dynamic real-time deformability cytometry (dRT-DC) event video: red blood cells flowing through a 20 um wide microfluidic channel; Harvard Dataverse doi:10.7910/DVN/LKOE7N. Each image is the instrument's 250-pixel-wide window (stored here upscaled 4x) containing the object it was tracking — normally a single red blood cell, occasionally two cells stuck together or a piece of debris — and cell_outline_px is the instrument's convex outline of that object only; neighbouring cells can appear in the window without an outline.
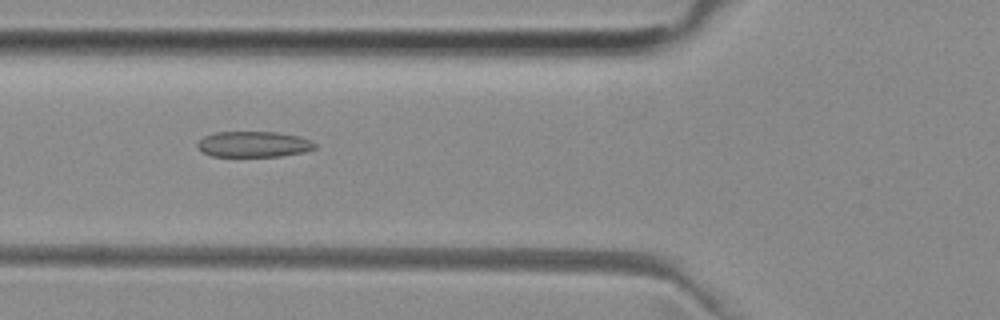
{"species": "common noctule bat (a hibernating species)", "species_latin": "Nyctalus noctula", "temperature_condition": "room temperature", "stored_images_in_passage": 26, "camera_frame_rate_fps": 3000, "um_per_image_px": 0.085, "animal": {"sex": "female", "body_mass_g": 29.2, "forearm_length_mm": 56.3}, "frame": {"image": 1, "passage_image": 17, "time_ms": 5.333, "image_size_px": [1000, 320], "cell_outline_px": [[316, 148], [304, 152], [280, 156], [212, 156], [204, 152], [196, 144], [204, 136], [216, 132], [276, 132], [300, 136], [312, 140], [316, 144]], "centroid_in_image_um": [21.61, 12.25], "position_along_channel_um": 104.2, "area_um2": 17.57}}
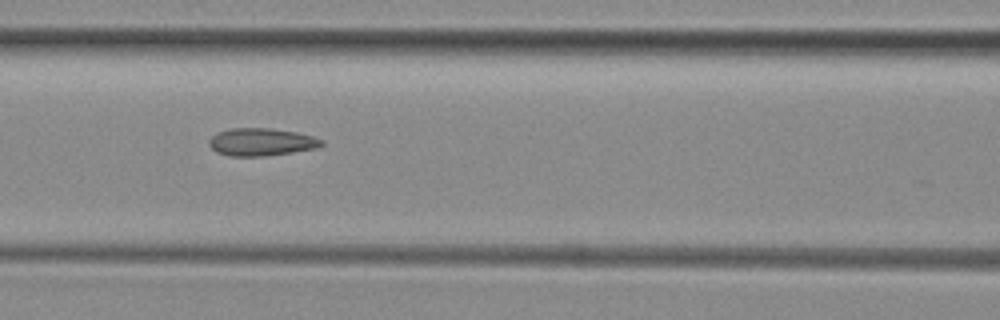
{"frame": {"image": 2, "passage_image": 20, "time_ms": 6.333, "image_size_px": [1000, 320], "cell_outline_px": [[324, 144], [316, 148], [292, 152], [264, 156], [232, 156], [216, 152], [208, 144], [208, 140], [216, 132], [232, 128], [268, 128], [296, 132], [312, 136], [324, 140]], "centroid_in_image_um": [22.19, 12.06], "position_along_channel_um": 144.4, "area_um2": 18.09}}
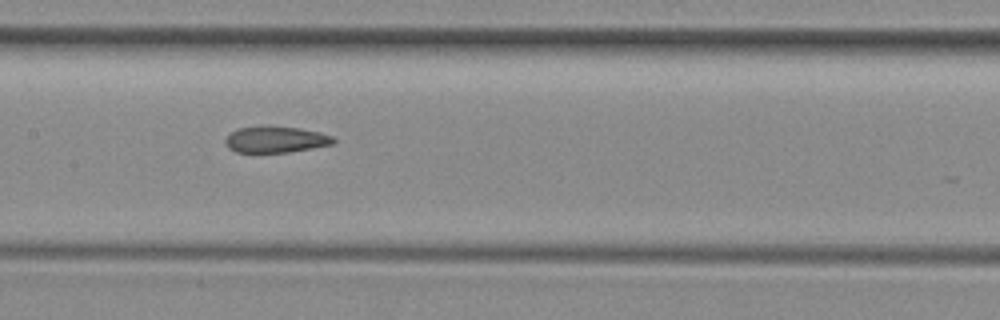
{"frame": {"image": 3, "passage_image": 23, "time_ms": 7.333, "image_size_px": [1000, 320], "cell_outline_px": [[336, 140], [332, 144], [288, 152], [236, 152], [228, 148], [224, 140], [236, 128], [268, 124], [300, 128], [320, 132], [332, 136]], "centroid_in_image_um": [23.4, 11.82], "position_along_channel_um": 184.0, "area_um2": 16.82}}